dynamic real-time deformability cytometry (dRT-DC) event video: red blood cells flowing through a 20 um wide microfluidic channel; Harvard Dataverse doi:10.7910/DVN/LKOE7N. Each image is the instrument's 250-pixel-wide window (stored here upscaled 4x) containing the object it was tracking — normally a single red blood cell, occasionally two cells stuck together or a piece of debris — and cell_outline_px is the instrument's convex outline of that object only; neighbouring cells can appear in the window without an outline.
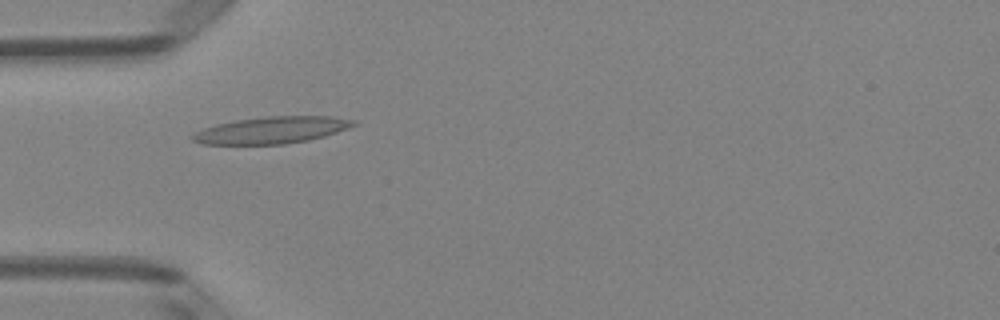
{"species": "Egyptian fruit bat (a non-hibernating species)", "species_latin": "Rousettus aegyptiacus", "temperature_condition": "room temperature", "stored_images_in_passage": 6, "camera_frame_rate_fps": 3000, "um_per_image_px": 0.085, "animal": {"sex": "female"}, "frame": {"image": 1, "passage_image": 5, "time_ms": 1.333, "image_size_px": [1000, 320], "cell_outline_px": [[356, 124], [348, 128], [324, 136], [308, 140], [284, 144], [200, 144], [192, 140], [188, 136], [204, 128], [216, 124], [236, 120], [268, 116], [332, 116], [356, 120]], "centroid_in_image_um": [23.07, 11.06], "position_along_channel_um": 61.9, "area_um2": 25.14}}
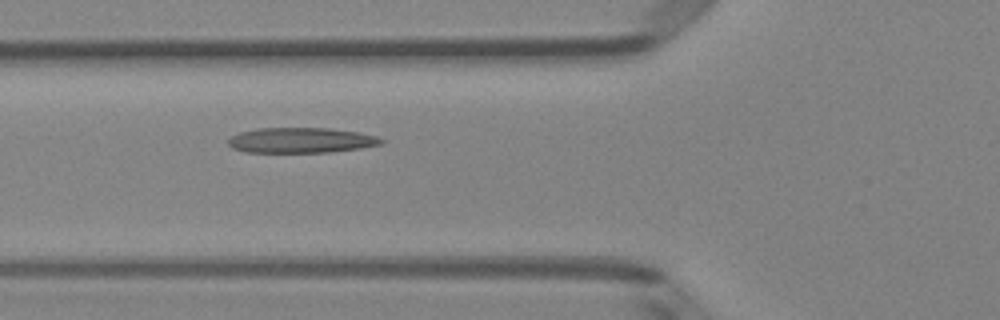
{"frame": {"image": 2, "passage_image": 6, "time_ms": 1.667, "image_size_px": [1000, 320], "cell_outline_px": [[384, 144], [360, 148], [328, 152], [244, 152], [232, 148], [228, 144], [228, 140], [232, 136], [240, 132], [256, 128], [332, 128], [360, 132], [376, 136], [384, 140]], "centroid_in_image_um": [25.6, 11.92], "position_along_channel_um": 100.2, "area_um2": 22.66}}